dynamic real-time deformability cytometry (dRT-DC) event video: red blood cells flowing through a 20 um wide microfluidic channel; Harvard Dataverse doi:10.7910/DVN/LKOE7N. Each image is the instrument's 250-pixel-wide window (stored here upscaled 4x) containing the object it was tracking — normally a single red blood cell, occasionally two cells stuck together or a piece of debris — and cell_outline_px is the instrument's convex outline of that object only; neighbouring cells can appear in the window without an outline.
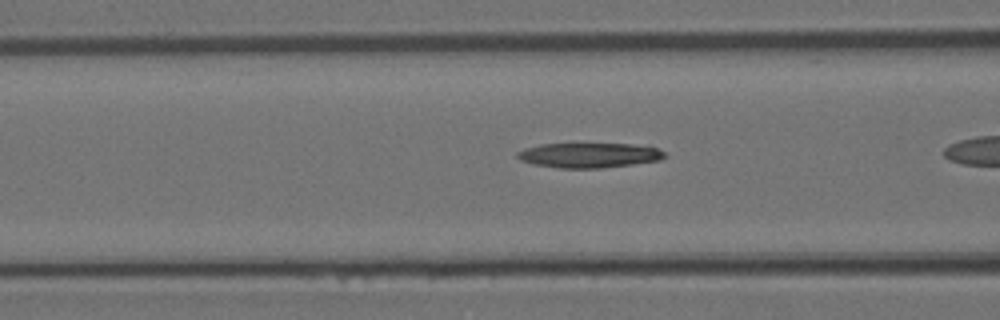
{"species": "Egyptian fruit bat (a non-hibernating species)", "species_latin": "Rousettus aegyptiacus", "temperature_condition": "room temperature", "stored_images_in_passage": 23, "camera_frame_rate_fps": 3000, "um_per_image_px": 0.085, "animal": {"sex": "female"}, "frame": {"image": 1, "passage_image": 5, "time_ms": 1.333, "image_size_px": [1000, 320], "cell_outline_px": [[668, 156], [660, 160], [632, 164], [600, 168], [560, 168], [536, 164], [520, 160], [516, 156], [516, 152], [524, 148], [540, 144], [632, 144], [656, 148], [664, 152]], "centroid_in_image_um": [50.06, 13.19], "position_along_channel_um": 116.5, "area_um2": 21.21}}
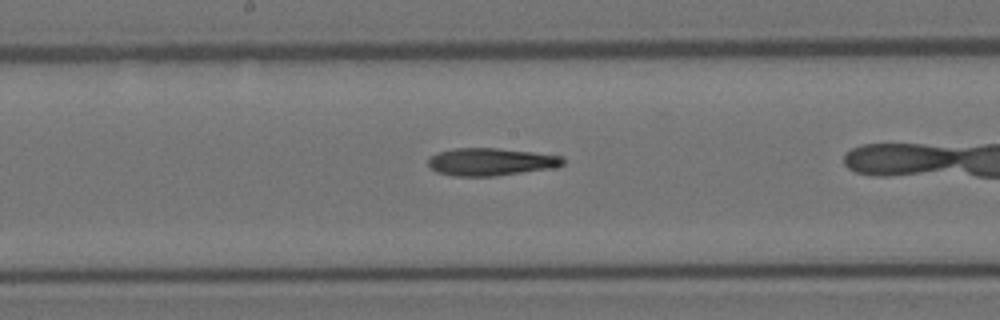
{"frame": {"image": 2, "passage_image": 11, "time_ms": 3.333, "image_size_px": [1000, 320], "cell_outline_px": [[564, 164], [556, 168], [492, 176], [452, 176], [436, 172], [428, 164], [428, 160], [436, 152], [452, 148], [500, 148], [532, 152], [560, 156], [564, 160]], "centroid_in_image_um": [41.7, 13.75], "position_along_channel_um": 206.5, "area_um2": 21.73}}
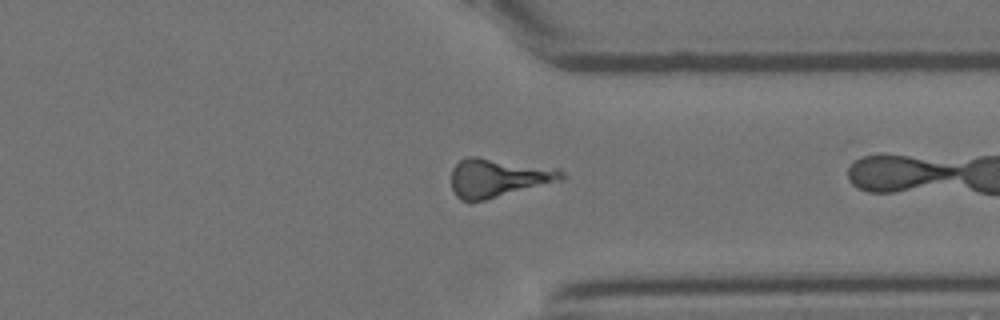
{"frame": {"image": 3, "passage_image": 22, "time_ms": 7.0, "image_size_px": [1000, 320], "cell_outline_px": [[564, 180], [484, 200], [460, 200], [456, 196], [452, 188], [452, 168], [460, 160], [468, 156], [476, 156], [560, 168], [564, 172]], "centroid_in_image_um": [42.38, 15.09], "position_along_channel_um": 369.0, "area_um2": 24.91}}